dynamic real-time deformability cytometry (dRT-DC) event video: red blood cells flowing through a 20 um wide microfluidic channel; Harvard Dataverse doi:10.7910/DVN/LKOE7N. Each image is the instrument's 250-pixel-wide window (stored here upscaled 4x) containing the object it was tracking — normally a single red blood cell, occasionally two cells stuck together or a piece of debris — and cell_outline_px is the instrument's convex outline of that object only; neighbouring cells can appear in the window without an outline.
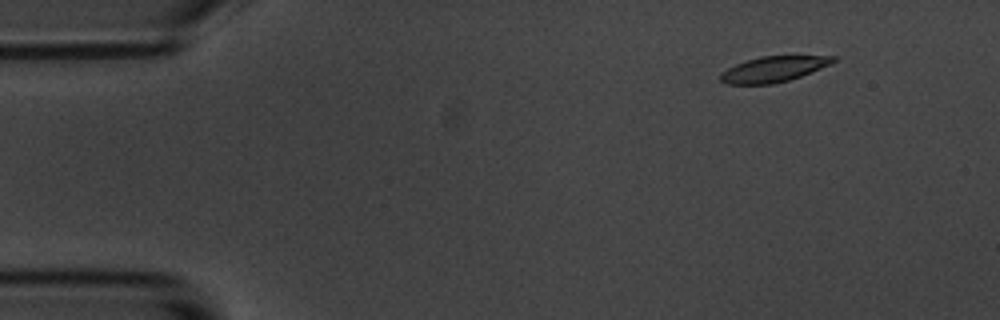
{"species": "common noctule bat (a hibernating species)", "species_latin": "Nyctalus noctula", "temperature_condition": "room temperature", "stored_images_in_passage": 53, "camera_frame_rate_fps": 3000, "um_per_image_px": 0.085, "animal": {"sex": "male", "body_mass_g": 20.1, "forearm_length_mm": 53.5}, "frame": {"image": 1, "passage_image": 2, "time_ms": 0.333, "image_size_px": [1000, 320], "cell_outline_px": [[836, 60], [832, 64], [800, 76], [788, 80], [772, 84], [728, 84], [720, 80], [720, 72], [736, 64], [760, 56], [836, 56]], "centroid_in_image_um": [65.75, 5.88], "position_along_channel_um": 19.3, "area_um2": 16.65}}
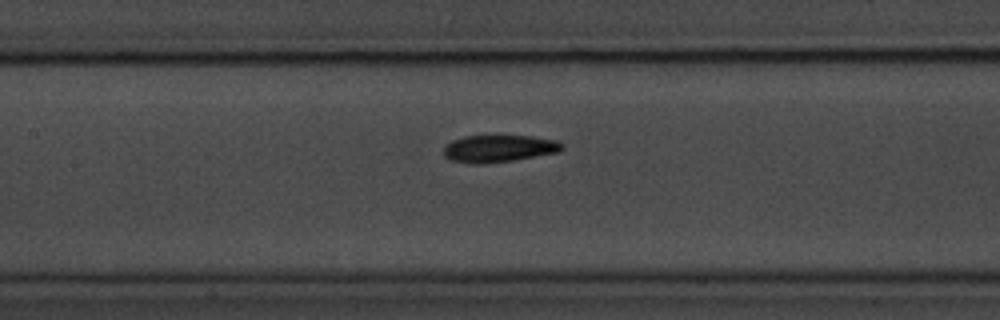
{"frame": {"image": 2, "passage_image": 22, "time_ms": 7.0, "image_size_px": [1000, 320], "cell_outline_px": [[564, 148], [560, 152], [512, 160], [484, 164], [472, 164], [452, 160], [444, 156], [444, 148], [452, 140], [464, 136], [492, 132], [532, 136], [556, 140], [564, 144]], "centroid_in_image_um": [42.42, 12.57], "position_along_channel_um": 165.0, "area_um2": 19.71}}
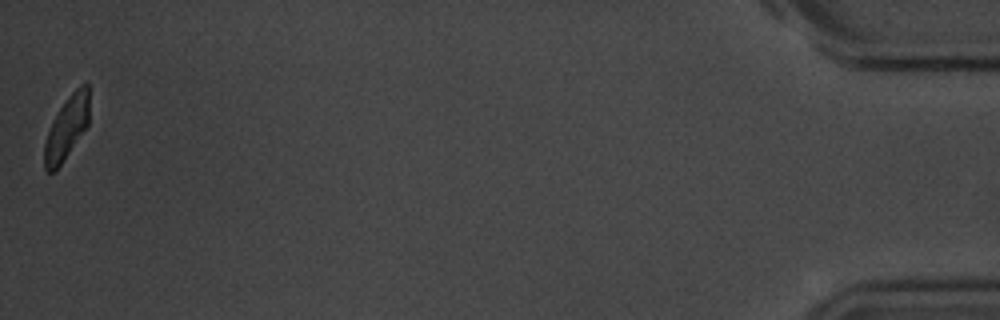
{"frame": {"image": 3, "passage_image": 53, "time_ms": 17.333, "image_size_px": [1000, 320], "cell_outline_px": [[88, 124], [56, 172], [48, 172], [44, 168], [44, 144], [52, 120], [68, 96], [80, 84], [88, 80]], "centroid_in_image_um": [5.65, 10.87], "position_along_channel_um": 429.5, "area_um2": 16.42}, "authors_computed_cell_mechanics": {"area_um2": 18.7272, "velocity_mm_per_s": 3.4872, "shape_relaxation_time_tau1_ms": 2.777, "shape_relaxation_time_tau2_ms": 2.8651, "deformation_change_tau1": 0.1345, "deformation_change_tau2": 0.0717}}